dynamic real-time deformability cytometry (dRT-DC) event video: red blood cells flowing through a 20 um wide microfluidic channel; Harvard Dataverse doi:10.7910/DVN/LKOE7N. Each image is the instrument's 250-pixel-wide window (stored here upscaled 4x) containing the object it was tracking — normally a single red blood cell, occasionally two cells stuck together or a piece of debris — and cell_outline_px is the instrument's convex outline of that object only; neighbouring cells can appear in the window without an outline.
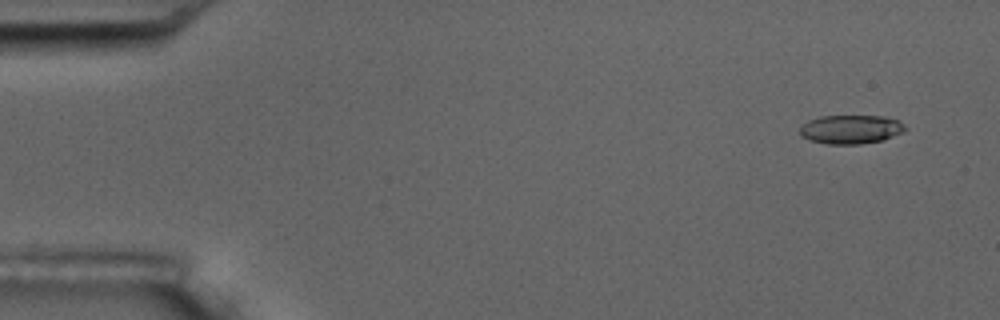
{"species": "common noctule bat (a hibernating species)", "species_latin": "Nyctalus noctula", "temperature_condition": "room temperature", "stored_images_in_passage": 4, "camera_frame_rate_fps": 3000, "um_per_image_px": 0.085, "animal": {"sex": "male", "body_mass_g": 17.5, "forearm_length_mm": 52.3}, "frame": {"image": 1, "passage_image": 1, "time_ms": 0.0, "image_size_px": [1000, 320], "cell_outline_px": [[908, 128], [904, 132], [880, 140], [860, 144], [828, 144], [808, 140], [800, 136], [800, 128], [808, 120], [820, 116], [884, 116], [900, 120]], "centroid_in_image_um": [72.33, 10.99], "position_along_channel_um": 12.7, "area_um2": 17.8}}